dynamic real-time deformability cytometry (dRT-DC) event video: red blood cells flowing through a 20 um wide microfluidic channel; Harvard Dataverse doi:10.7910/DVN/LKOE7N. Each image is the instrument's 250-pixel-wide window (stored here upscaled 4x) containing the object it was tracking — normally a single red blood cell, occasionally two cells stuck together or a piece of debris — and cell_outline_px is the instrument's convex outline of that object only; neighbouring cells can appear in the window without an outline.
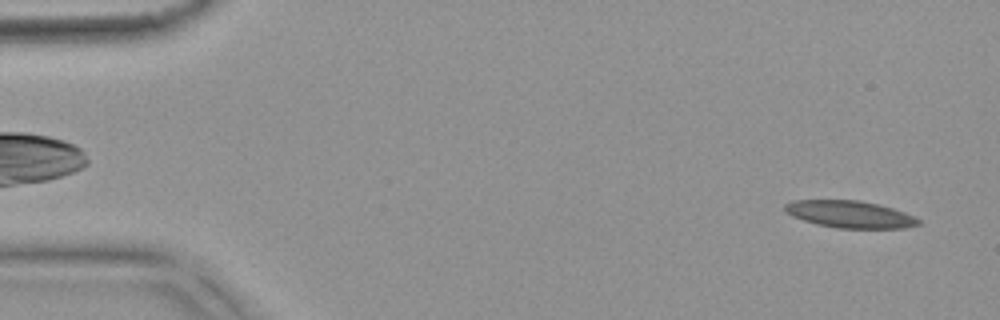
{"species": "common noctule bat (a hibernating species)", "species_latin": "Nyctalus noctula", "temperature_condition": "warm", "stored_images_in_passage": 3, "camera_frame_rate_fps": 3000, "um_per_image_px": 0.085, "animal": {"sex": "female", "body_mass_g": 18.4}, "frame": {"image": 1, "passage_image": 3, "time_ms": 0.667, "image_size_px": [1000, 320], "cell_outline_px": [[920, 224], [904, 228], [836, 228], [816, 224], [792, 216], [784, 212], [784, 204], [792, 200], [860, 200], [892, 208], [904, 212], [920, 220]], "centroid_in_image_um": [72.19, 18.21], "position_along_channel_um": 12.8, "area_um2": 21.04}}